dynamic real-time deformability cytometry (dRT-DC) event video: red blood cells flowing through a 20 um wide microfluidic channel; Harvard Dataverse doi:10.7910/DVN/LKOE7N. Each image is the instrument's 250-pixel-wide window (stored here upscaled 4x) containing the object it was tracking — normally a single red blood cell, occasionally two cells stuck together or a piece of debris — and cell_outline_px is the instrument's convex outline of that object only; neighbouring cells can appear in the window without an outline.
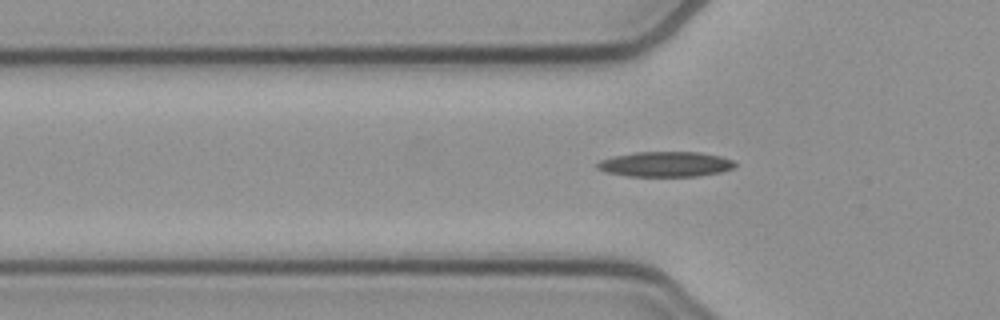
{"species": "common noctule bat (a hibernating species)", "species_latin": "Nyctalus noctula", "temperature_condition": "cold", "stored_images_in_passage": 48, "camera_frame_rate_fps": 3000, "um_per_image_px": 0.085, "animal": {"sex": "female", "body_mass_g": 21.9}, "frame": {"image": 1, "passage_image": 16, "time_ms": 5.0, "image_size_px": [1000, 320], "cell_outline_px": [[736, 168], [720, 172], [696, 176], [628, 176], [604, 172], [596, 168], [596, 164], [600, 160], [612, 156], [636, 152], [700, 152], [720, 156], [732, 160], [736, 164]], "centroid_in_image_um": [56.54, 13.95], "position_along_channel_um": 69.3, "area_um2": 20.29}}
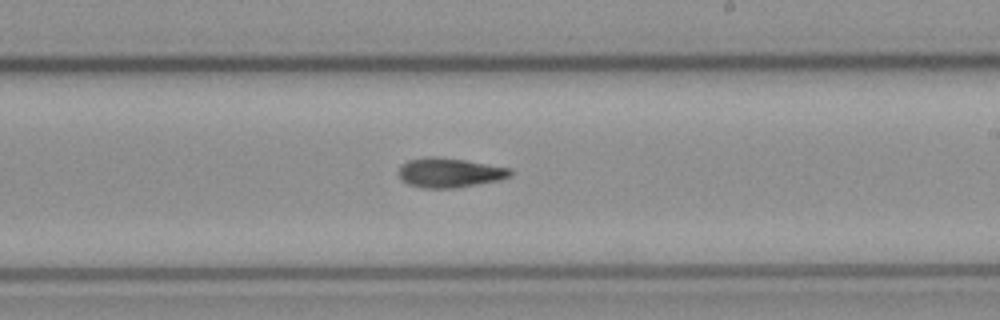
{"frame": {"image": 2, "passage_image": 30, "time_ms": 9.667, "image_size_px": [1000, 320], "cell_outline_px": [[512, 172], [508, 176], [500, 180], [456, 188], [424, 188], [408, 184], [400, 180], [400, 164], [408, 160], [428, 156], [436, 156], [464, 160], [512, 168]], "centroid_in_image_um": [38.19, 14.67], "position_along_channel_um": 250.8, "area_um2": 19.25}}
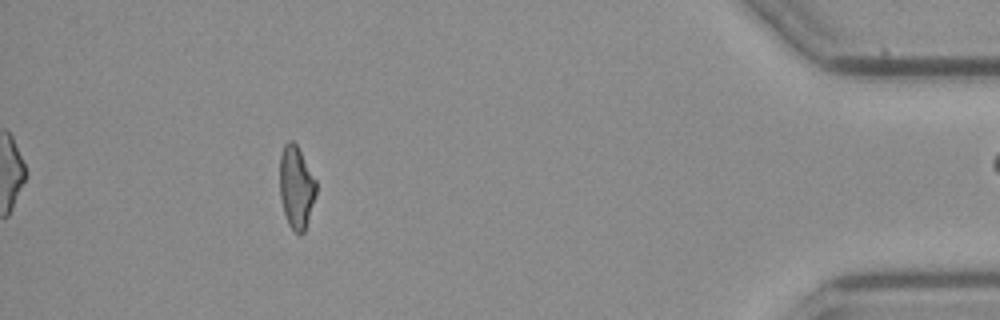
{"frame": {"image": 3, "passage_image": 47, "time_ms": 15.333, "image_size_px": [1000, 320], "cell_outline_px": [[316, 196], [304, 232], [300, 236], [288, 224], [284, 212], [280, 196], [280, 152], [284, 144], [288, 140], [292, 140], [296, 144], [316, 180]], "centroid_in_image_um": [25.18, 15.9], "position_along_channel_um": 410.0, "area_um2": 17.51}}